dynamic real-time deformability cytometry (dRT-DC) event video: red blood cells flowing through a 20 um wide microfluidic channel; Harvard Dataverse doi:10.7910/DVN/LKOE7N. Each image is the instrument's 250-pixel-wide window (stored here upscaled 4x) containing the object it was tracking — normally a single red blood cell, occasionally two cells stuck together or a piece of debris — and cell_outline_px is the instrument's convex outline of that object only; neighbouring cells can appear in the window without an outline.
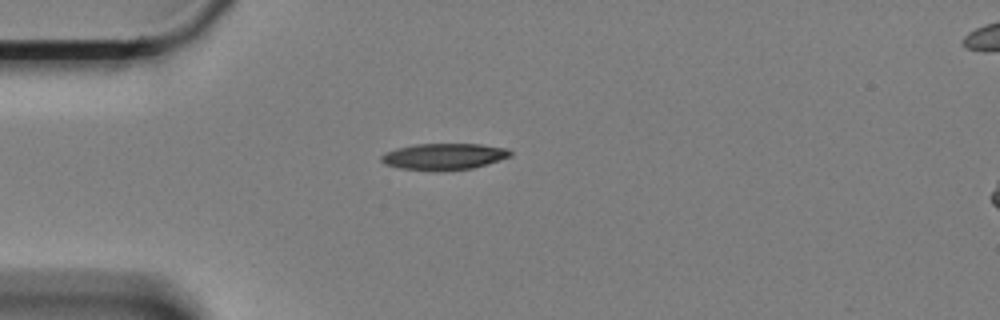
{"species": "Egyptian fruit bat (a non-hibernating species)", "species_latin": "Rousettus aegyptiacus", "temperature_condition": "cold", "stored_images_in_passage": 45, "camera_frame_rate_fps": 3000, "um_per_image_px": 0.085, "animal": {"sex": "female"}, "frame": {"image": 1, "passage_image": 1, "time_ms": 0.0, "image_size_px": [1000, 320], "cell_outline_px": [[512, 156], [472, 168], [400, 168], [384, 164], [380, 160], [380, 156], [396, 148], [416, 144], [480, 144], [508, 148], [512, 152]], "centroid_in_image_um": [37.77, 13.25], "position_along_channel_um": 47.2, "area_um2": 18.96}}
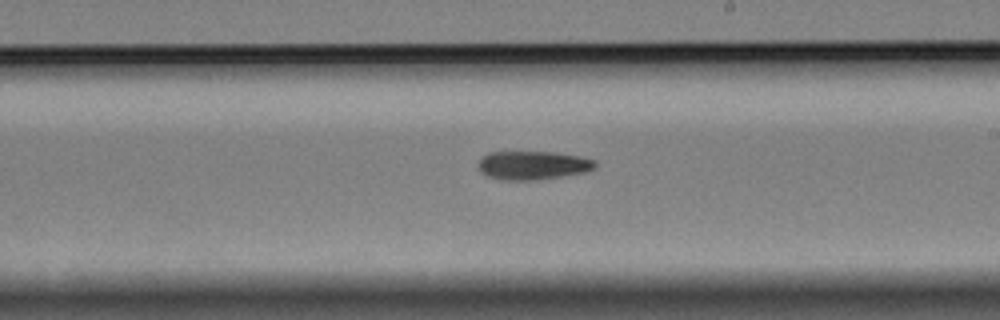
{"frame": {"image": 2, "passage_image": 20, "time_ms": 6.333, "image_size_px": [1000, 320], "cell_outline_px": [[596, 164], [592, 168], [584, 172], [560, 176], [532, 180], [504, 180], [488, 176], [480, 172], [480, 160], [488, 152], [552, 152], [580, 156], [596, 160]], "centroid_in_image_um": [45.29, 14.04], "position_along_channel_um": 243.7, "area_um2": 19.13}}
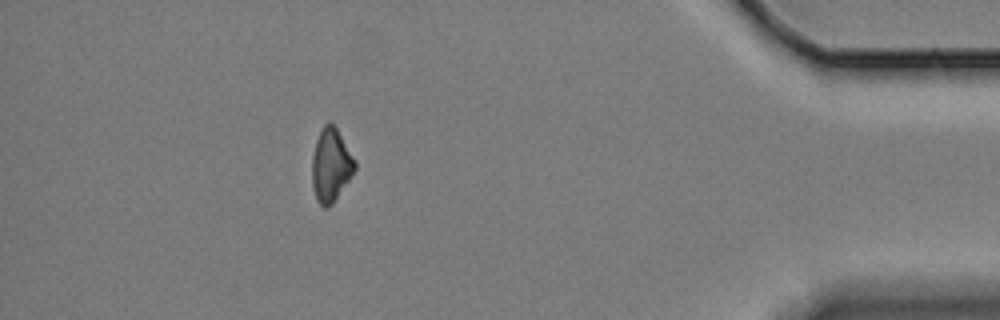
{"frame": {"image": 3, "passage_image": 39, "time_ms": 12.667, "image_size_px": [1000, 320], "cell_outline_px": [[356, 168], [332, 204], [328, 208], [324, 208], [316, 200], [312, 184], [312, 156], [316, 140], [324, 124], [328, 120], [336, 128], [356, 160]], "centroid_in_image_um": [28.11, 14.04], "position_along_channel_um": 407.1, "area_um2": 18.15}, "authors_computed_cell_mechanics": {"area_um2": 19.4786, "velocity_mm_per_s": 3.3295, "shape_relaxation_time_tau1_ms": 11.2178, "shape_relaxation_time_tau2_ms": null, "deformation_change_tau1": 0.1634, "deformation_change_tau2": null}}